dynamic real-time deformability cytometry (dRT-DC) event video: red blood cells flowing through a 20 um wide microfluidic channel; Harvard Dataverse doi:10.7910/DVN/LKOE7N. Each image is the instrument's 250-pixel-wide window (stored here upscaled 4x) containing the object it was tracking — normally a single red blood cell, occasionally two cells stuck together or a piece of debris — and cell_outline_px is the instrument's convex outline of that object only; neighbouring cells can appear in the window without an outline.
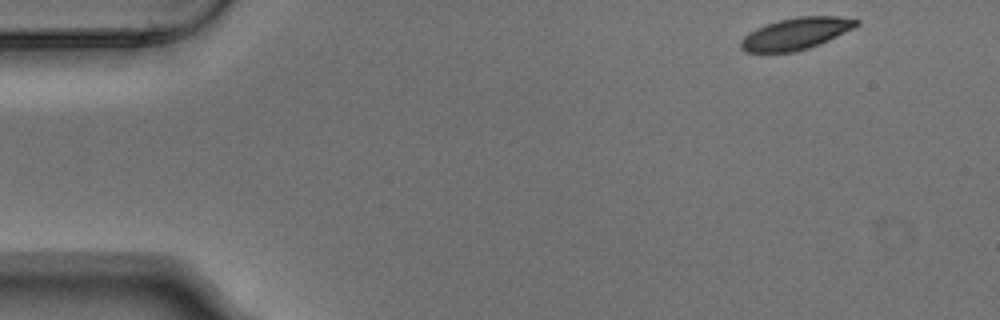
{"species": "Egyptian fruit bat (a non-hibernating species)", "species_latin": "Rousettus aegyptiacus", "temperature_condition": "warm", "stored_images_in_passage": 3, "camera_frame_rate_fps": 3000, "um_per_image_px": 0.085, "animal": {"sex": "male"}, "frame": {"image": 1, "passage_image": 1, "time_ms": 0.0, "image_size_px": [1000, 320], "cell_outline_px": [[860, 24], [820, 44], [808, 48], [792, 52], [744, 52], [740, 48], [740, 40], [748, 32], [756, 28], [780, 20], [796, 16], [836, 16], [860, 20]], "centroid_in_image_um": [67.62, 2.86], "position_along_channel_um": 17.4, "area_um2": 21.27}}